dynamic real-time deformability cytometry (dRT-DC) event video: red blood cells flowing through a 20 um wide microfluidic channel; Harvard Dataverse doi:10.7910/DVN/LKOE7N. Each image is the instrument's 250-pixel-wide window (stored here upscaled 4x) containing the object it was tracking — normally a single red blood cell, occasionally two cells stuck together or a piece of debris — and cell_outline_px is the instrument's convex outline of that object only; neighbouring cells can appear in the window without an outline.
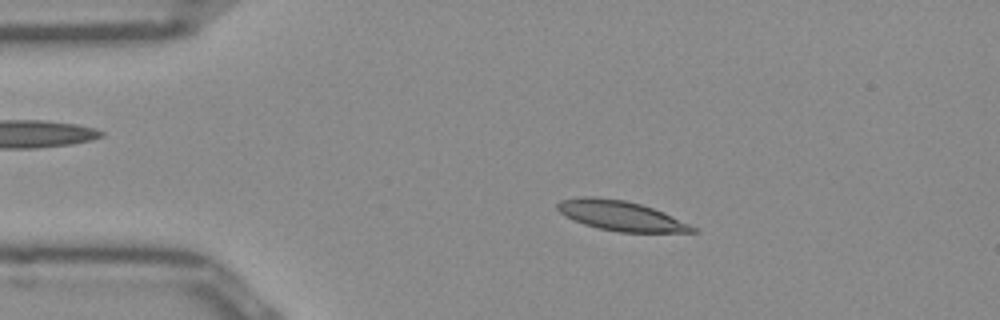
{"species": "Egyptian fruit bat (a non-hibernating species)", "species_latin": "Rousettus aegyptiacus", "temperature_condition": "room temperature", "stored_images_in_passage": 50, "camera_frame_rate_fps": 3000, "um_per_image_px": 0.085, "frame": {"image": 1, "passage_image": 9, "time_ms": 2.667, "image_size_px": [1000, 320], "cell_outline_px": [[696, 232], [620, 232], [596, 228], [584, 224], [560, 212], [556, 208], [556, 204], [560, 200], [580, 196], [596, 196], [624, 200], [640, 204], [652, 208], [688, 224], [696, 228]], "centroid_in_image_um": [52.7, 18.32], "position_along_channel_um": 32.3, "area_um2": 23.12}}
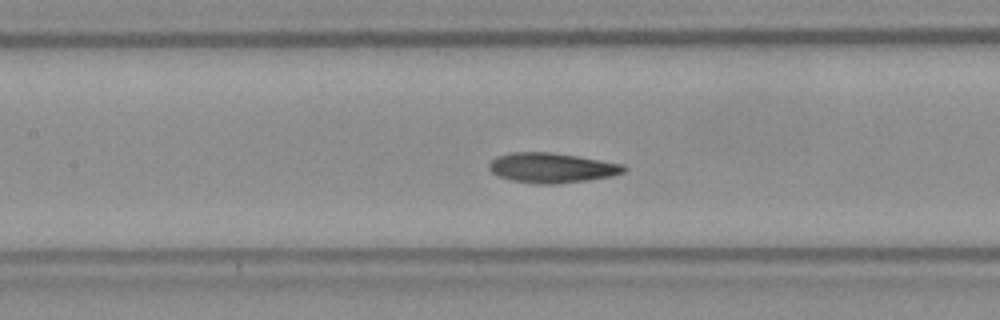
{"frame": {"image": 2, "passage_image": 22, "time_ms": 7.0, "image_size_px": [1000, 320], "cell_outline_px": [[628, 168], [624, 172], [612, 176], [588, 180], [556, 184], [536, 184], [512, 180], [500, 176], [492, 172], [488, 168], [488, 164], [496, 156], [512, 152], [552, 152], [624, 164]], "centroid_in_image_um": [46.91, 14.26], "position_along_channel_um": 160.5, "area_um2": 23.52}}
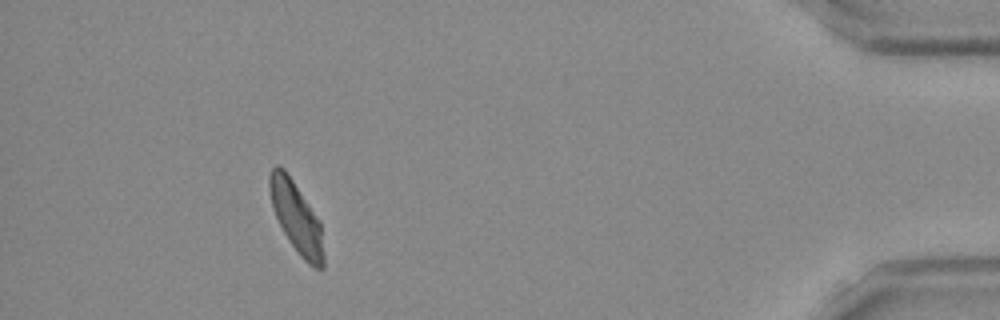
{"frame": {"image": 3, "passage_image": 46, "time_ms": 15.0, "image_size_px": [1000, 320], "cell_outline_px": [[324, 268], [316, 268], [308, 264], [300, 256], [288, 240], [272, 208], [268, 188], [268, 176], [272, 168], [276, 164], [284, 168], [320, 220], [324, 256]], "centroid_in_image_um": [25.18, 18.47], "position_along_channel_um": 410.0, "area_um2": 22.31}, "authors_computed_cell_mechanics": {"area_um2": 22.7154, "velocity_mm_per_s": 3.9043, "shape_relaxation_time_tau1_ms": 9.3747, "shape_relaxation_time_tau2_ms": 3.2764, "deformation_change_tau1": 0.2043, "deformation_change_tau2": 0.0866}}